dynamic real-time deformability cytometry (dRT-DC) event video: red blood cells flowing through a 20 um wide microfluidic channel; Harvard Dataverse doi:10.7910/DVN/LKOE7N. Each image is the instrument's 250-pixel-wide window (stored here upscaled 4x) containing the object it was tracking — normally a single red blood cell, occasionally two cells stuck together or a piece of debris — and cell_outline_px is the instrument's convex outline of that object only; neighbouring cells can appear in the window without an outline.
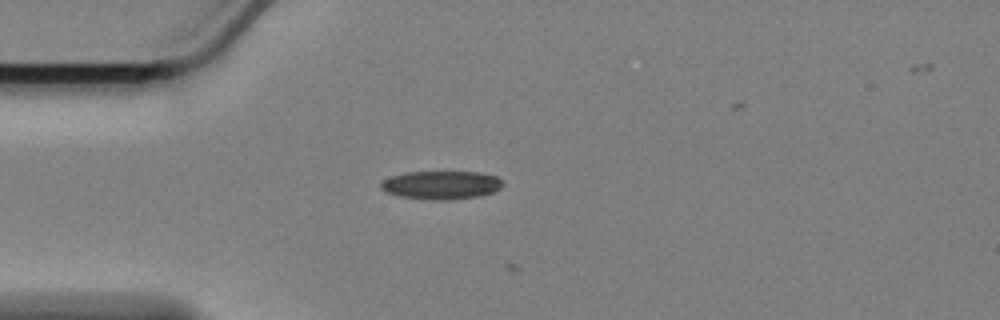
{"species": "Egyptian fruit bat (a non-hibernating species)", "species_latin": "Rousettus aegyptiacus", "temperature_condition": "cold", "stored_images_in_passage": 5, "camera_frame_rate_fps": 3000, "um_per_image_px": 0.085, "animal": {"sex": "female"}, "frame": {"image": 1, "passage_image": 4, "time_ms": 1.0, "image_size_px": [1000, 320], "cell_outline_px": [[504, 184], [500, 188], [492, 192], [480, 196], [448, 200], [432, 200], [400, 196], [388, 192], [380, 188], [380, 184], [384, 180], [392, 176], [404, 172], [480, 172], [496, 176], [504, 180]], "centroid_in_image_um": [37.55, 15.72], "position_along_channel_um": 47.5, "area_um2": 20.17}}